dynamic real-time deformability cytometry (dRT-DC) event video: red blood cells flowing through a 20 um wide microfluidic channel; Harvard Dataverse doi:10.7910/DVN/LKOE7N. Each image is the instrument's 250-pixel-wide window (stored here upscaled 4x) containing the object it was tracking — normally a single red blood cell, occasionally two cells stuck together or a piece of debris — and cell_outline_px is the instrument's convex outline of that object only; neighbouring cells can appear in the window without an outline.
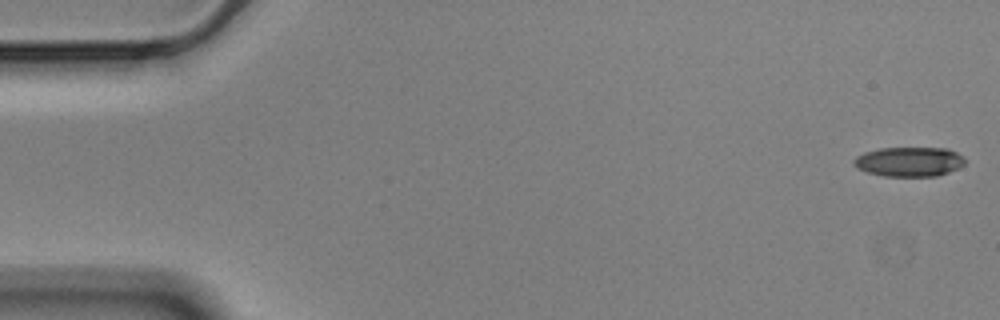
{"species": "Egyptian fruit bat (a non-hibernating species)", "species_latin": "Rousettus aegyptiacus", "temperature_condition": "cold", "stored_images_in_passage": 56, "camera_frame_rate_fps": 3000, "um_per_image_px": 0.085, "animal": {"sex": "male"}, "frame": {"image": 1, "passage_image": 1, "time_ms": 0.0, "image_size_px": [1000, 320], "cell_outline_px": [[968, 160], [964, 164], [948, 172], [936, 176], [884, 176], [868, 172], [856, 168], [852, 164], [852, 160], [856, 156], [864, 152], [880, 148], [948, 148], [964, 156]], "centroid_in_image_um": [77.27, 13.73], "position_along_channel_um": 7.7, "area_um2": 19.31}}
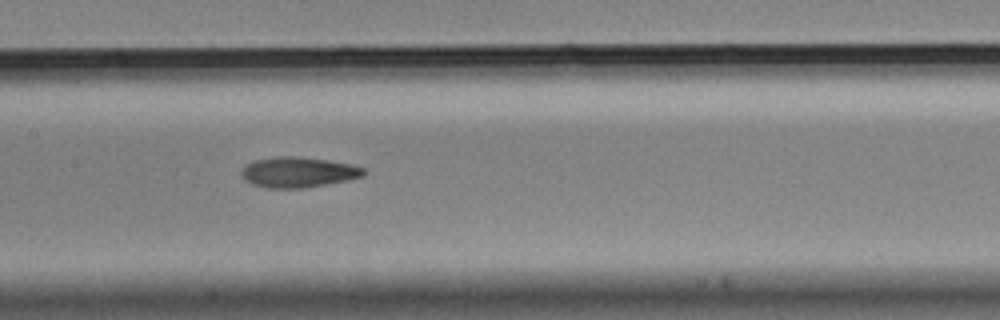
{"frame": {"image": 2, "passage_image": 27, "time_ms": 8.667, "image_size_px": [1000, 320], "cell_outline_px": [[364, 176], [348, 180], [304, 188], [268, 188], [252, 184], [244, 180], [240, 176], [240, 172], [248, 164], [256, 160], [276, 156], [300, 156], [328, 160], [352, 164], [364, 168]], "centroid_in_image_um": [25.34, 14.63], "position_along_channel_um": 182.1, "area_um2": 21.73}}
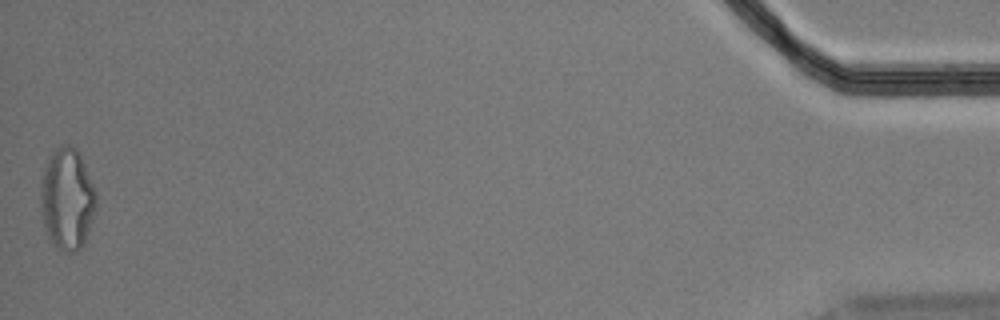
{"frame": {"image": 3, "passage_image": 56, "time_ms": 18.333, "image_size_px": [1000, 320], "cell_outline_px": [[96, 208], [88, 236], [84, 244], [76, 252], [64, 252], [56, 248], [48, 236], [44, 228], [40, 204], [40, 192], [44, 168], [48, 156], [56, 148], [64, 144], [72, 144], [80, 152], [96, 192]], "centroid_in_image_um": [5.71, 16.91], "position_along_channel_um": 429.5, "area_um2": 33.47}, "authors_computed_cell_mechanics": {"area_um2": 21.1837, "velocity_mm_per_s": 3.5483, "shape_relaxation_time_tau1_ms": 10.7636, "shape_relaxation_time_tau2_ms": 4.1149, "deformation_change_tau1": 0.2368, "deformation_change_tau2": 0.131}}